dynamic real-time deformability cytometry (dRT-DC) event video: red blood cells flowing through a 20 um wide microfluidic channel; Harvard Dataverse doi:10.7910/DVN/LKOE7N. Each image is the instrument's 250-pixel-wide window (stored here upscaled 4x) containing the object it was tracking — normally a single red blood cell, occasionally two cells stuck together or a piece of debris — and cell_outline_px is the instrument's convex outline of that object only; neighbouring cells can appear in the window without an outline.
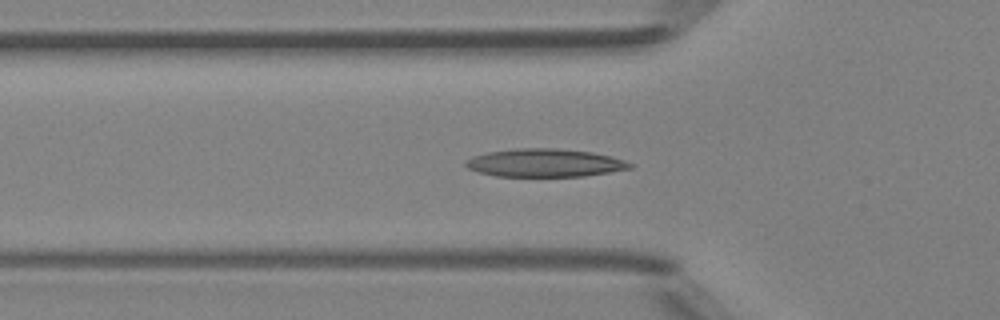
{"species": "Egyptian fruit bat (a non-hibernating species)", "species_latin": "Rousettus aegyptiacus", "temperature_condition": "room temperature", "stored_images_in_passage": 35, "segment_of_instrument_passage": [1, 2], "camera_frame_rate_fps": 3000, "um_per_image_px": 0.085, "animal": {"sex": "female"}, "frame": {"image": 1, "passage_image": 2, "time_ms": 0.333, "image_size_px": [1000, 320], "cell_outline_px": [[636, 164], [632, 168], [584, 176], [496, 176], [480, 172], [468, 168], [464, 164], [472, 156], [488, 152], [516, 148], [556, 148], [592, 152], [612, 156]], "centroid_in_image_um": [46.35, 13.84], "position_along_channel_um": 79.5, "area_um2": 26.82}}
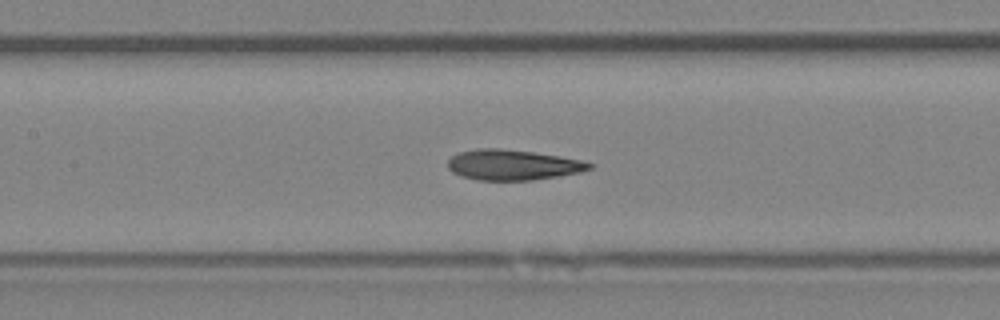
{"frame": {"image": 2, "passage_image": 8, "time_ms": 2.333, "image_size_px": [1000, 320], "cell_outline_px": [[592, 168], [580, 172], [532, 180], [476, 180], [460, 176], [452, 172], [448, 168], [448, 160], [452, 156], [460, 152], [476, 148], [500, 148], [532, 152], [560, 156], [580, 160], [592, 164]], "centroid_in_image_um": [43.53, 14.01], "position_along_channel_um": 163.9, "area_um2": 24.97}}
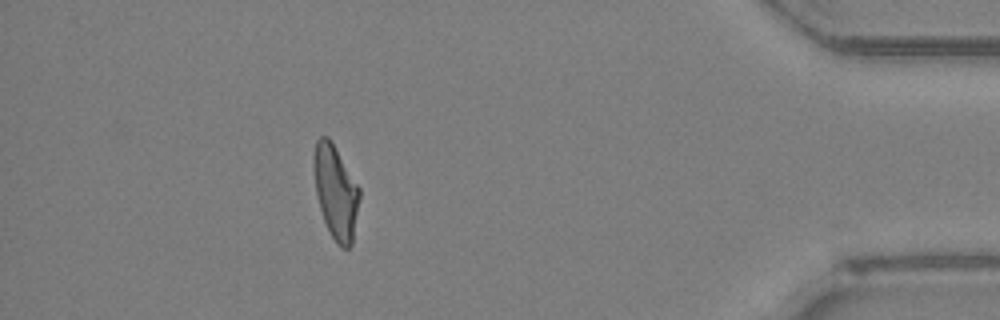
{"frame": {"image": 3, "passage_image": 29, "time_ms": 9.333, "image_size_px": [1000, 320], "cell_outline_px": [[360, 196], [352, 244], [348, 248], [340, 248], [336, 244], [324, 220], [320, 208], [316, 192], [312, 160], [312, 156], [316, 140], [320, 136], [328, 136], [332, 140], [360, 188]], "centroid_in_image_um": [28.53, 16.27], "position_along_channel_um": 406.7, "area_um2": 25.14}}